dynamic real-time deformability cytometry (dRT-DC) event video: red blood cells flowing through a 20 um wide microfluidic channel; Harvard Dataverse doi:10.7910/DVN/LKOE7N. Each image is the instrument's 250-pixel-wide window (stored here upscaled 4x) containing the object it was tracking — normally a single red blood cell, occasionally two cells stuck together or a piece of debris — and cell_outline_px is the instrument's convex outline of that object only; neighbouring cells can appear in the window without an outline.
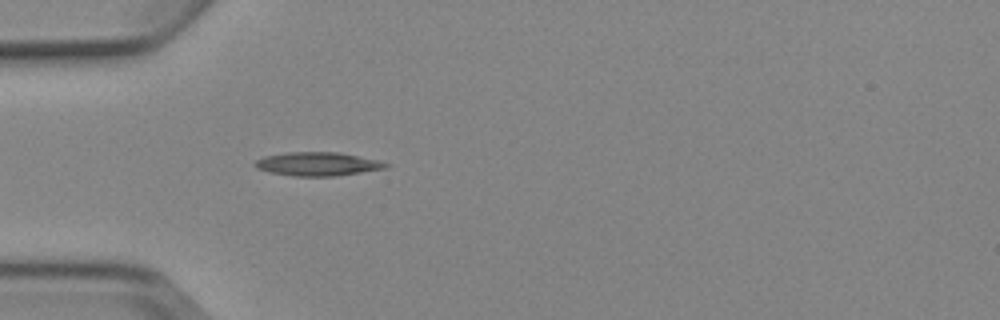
{"species": "Egyptian fruit bat (a non-hibernating species)", "species_latin": "Rousettus aegyptiacus", "temperature_condition": "cold", "stored_images_in_passage": 3, "camera_frame_rate_fps": 3000, "um_per_image_px": 0.085, "animal": {"sex": "female"}, "frame": {"image": 1, "passage_image": 3, "time_ms": 3.0, "image_size_px": [1000, 320], "cell_outline_px": [[392, 164], [388, 168], [336, 176], [296, 176], [268, 172], [256, 168], [252, 164], [256, 160], [264, 156], [288, 152], [340, 152], [380, 160]], "centroid_in_image_um": [27.03, 13.93], "position_along_channel_um": 58.0, "area_um2": 18.26}}